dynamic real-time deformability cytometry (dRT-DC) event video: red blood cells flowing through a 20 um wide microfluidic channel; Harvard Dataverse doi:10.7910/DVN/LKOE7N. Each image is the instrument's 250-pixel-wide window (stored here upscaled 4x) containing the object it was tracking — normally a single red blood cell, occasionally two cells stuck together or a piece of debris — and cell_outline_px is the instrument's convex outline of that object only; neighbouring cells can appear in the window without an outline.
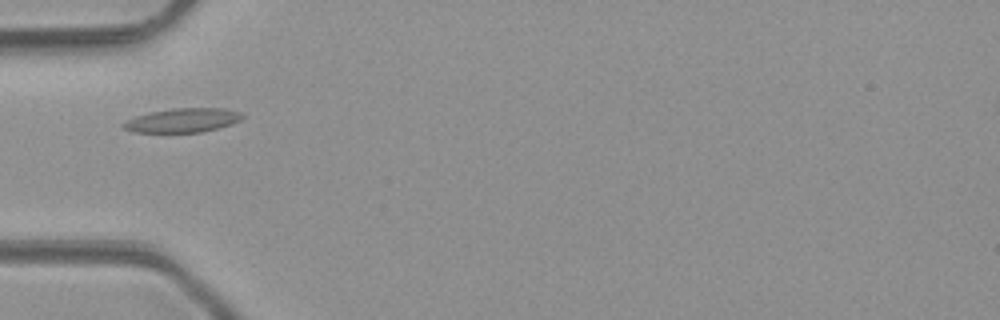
{"species": "common noctule bat (a hibernating species)", "species_latin": "Nyctalus noctula", "temperature_condition": "room temperature", "stored_images_in_passage": 4, "camera_frame_rate_fps": 3000, "um_per_image_px": 0.085, "animal": {"sex": "male", "body_mass_g": 23.1, "forearm_length_mm": 52.7}, "frame": {"image": 1, "passage_image": 3, "time_ms": 2.333, "image_size_px": [1000, 320], "cell_outline_px": [[244, 116], [240, 120], [232, 124], [200, 132], [132, 132], [124, 128], [120, 124], [124, 120], [136, 116], [152, 112], [172, 108], [224, 108], [240, 112]], "centroid_in_image_um": [15.5, 10.22], "position_along_channel_um": 69.5, "area_um2": 16.65}}
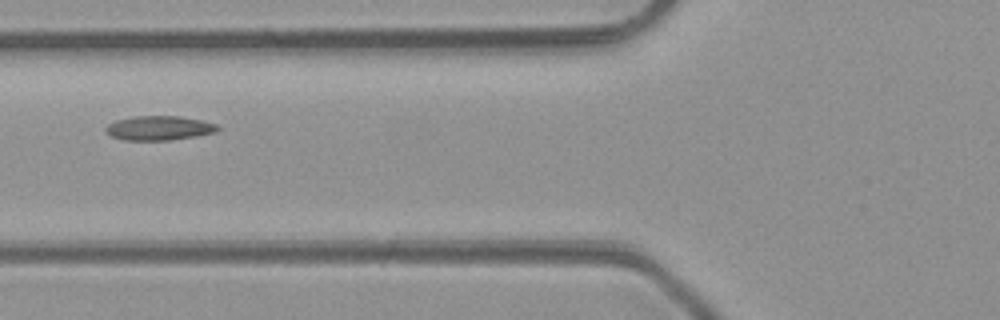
{"frame": {"image": 2, "passage_image": 4, "time_ms": 3.333, "image_size_px": [1000, 320], "cell_outline_px": [[220, 128], [216, 132], [196, 136], [168, 140], [124, 140], [112, 136], [104, 128], [108, 124], [116, 120], [136, 116], [180, 116], [200, 120], [216, 124]], "centroid_in_image_um": [13.53, 10.88], "position_along_channel_um": 112.3, "area_um2": 15.72}}